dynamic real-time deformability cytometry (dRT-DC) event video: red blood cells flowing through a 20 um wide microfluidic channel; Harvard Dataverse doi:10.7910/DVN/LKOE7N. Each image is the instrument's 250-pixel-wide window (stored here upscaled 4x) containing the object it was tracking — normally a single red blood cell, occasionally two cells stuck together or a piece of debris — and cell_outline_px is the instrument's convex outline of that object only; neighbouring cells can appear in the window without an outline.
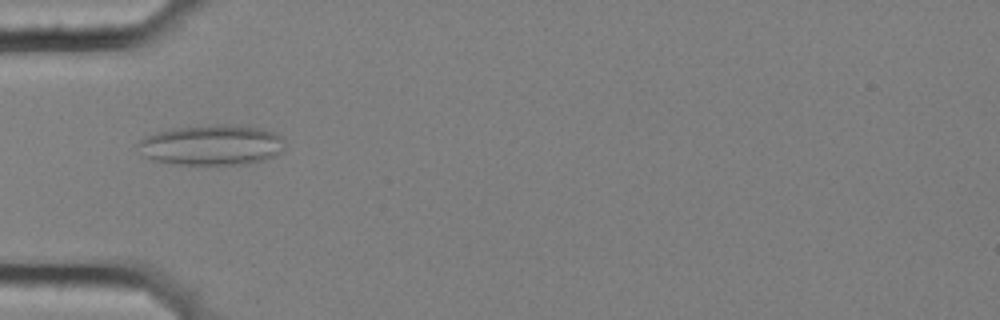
{"species": "common noctule bat (a hibernating species)", "species_latin": "Nyctalus noctula", "temperature_condition": "cold", "stored_images_in_passage": 42, "camera_frame_rate_fps": 3000, "um_per_image_px": 0.085, "animal": {"sex": "female", "body_mass_g": 25.1}, "frame": {"image": 1, "passage_image": 4, "time_ms": 1.0, "image_size_px": [1000, 320], "cell_outline_px": [[284, 148], [276, 156], [264, 160], [248, 164], [172, 164], [156, 160], [148, 156], [136, 144], [144, 136], [156, 132], [176, 128], [216, 124], [224, 124], [260, 128], [276, 132], [280, 136]], "centroid_in_image_um": [18.03, 12.32], "position_along_channel_um": 67.0, "area_um2": 34.28}}
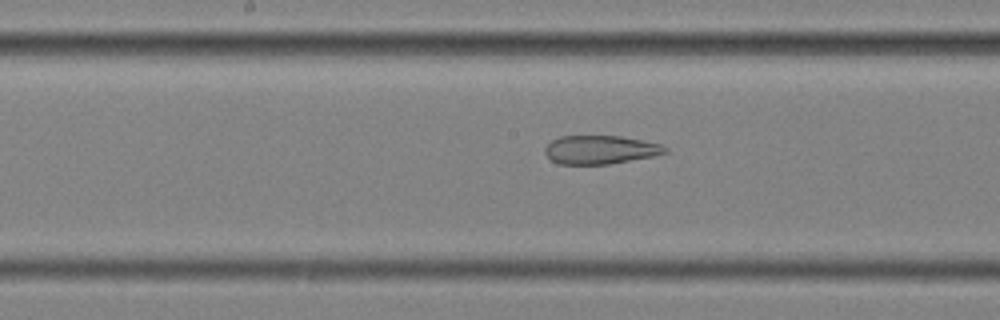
{"frame": {"image": 2, "passage_image": 15, "time_ms": 4.667, "image_size_px": [1000, 320], "cell_outline_px": [[668, 152], [652, 156], [608, 164], [560, 164], [552, 160], [544, 152], [544, 148], [552, 140], [560, 136], [620, 136], [660, 144], [668, 148]], "centroid_in_image_um": [51.0, 12.72], "position_along_channel_um": 197.2, "area_um2": 19.77}}
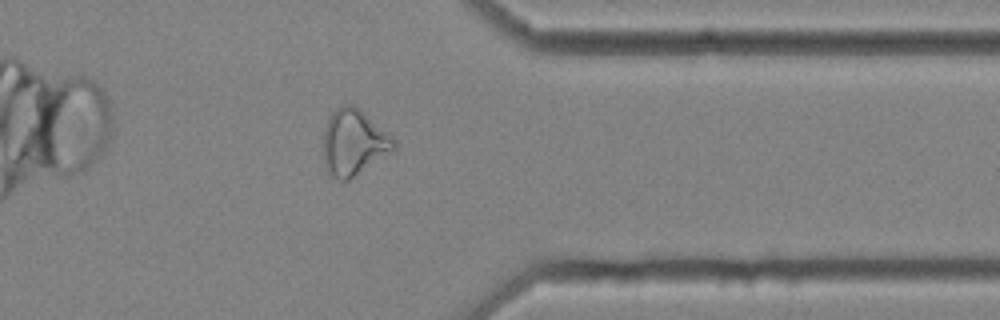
{"frame": {"image": 3, "passage_image": 31, "time_ms": 10.0, "image_size_px": [1000, 320], "cell_outline_px": [[396, 148], [348, 180], [340, 180], [332, 176], [328, 172], [324, 160], [324, 132], [328, 120], [332, 112], [336, 108], [344, 104], [352, 104], [360, 108], [396, 140]], "centroid_in_image_um": [30.07, 12.08], "position_along_channel_um": 381.3, "area_um2": 26.7}, "authors_computed_cell_mechanics": {"area_um2": 24.8251, "velocity_mm_per_s": 3.5722, "shape_relaxation_time_tau1_ms": null, "shape_relaxation_time_tau2_ms": 3.5028, "deformation_change_tau1": null, "deformation_change_tau2": 0.1358}}